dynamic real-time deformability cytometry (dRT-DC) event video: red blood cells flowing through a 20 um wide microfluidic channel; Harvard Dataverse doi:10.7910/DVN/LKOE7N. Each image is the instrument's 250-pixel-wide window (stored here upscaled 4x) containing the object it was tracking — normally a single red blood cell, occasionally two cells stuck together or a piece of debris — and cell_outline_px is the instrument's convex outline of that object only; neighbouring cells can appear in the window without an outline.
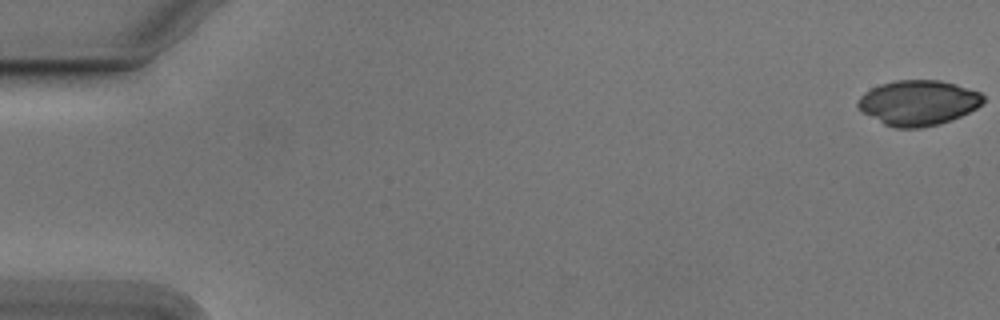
{"species": "Egyptian fruit bat (a non-hibernating species)", "species_latin": "Rousettus aegyptiacus", "temperature_condition": "cold", "stored_images_in_passage": 55, "camera_frame_rate_fps": 3000, "um_per_image_px": 0.085, "animal": {"sex": "male"}, "frame": {"image": 1, "passage_image": 1, "time_ms": 0.0, "image_size_px": [1000, 320], "cell_outline_px": [[984, 100], [976, 108], [960, 116], [940, 124], [920, 128], [896, 128], [884, 124], [864, 112], [856, 104], [860, 96], [864, 92], [880, 84], [896, 80], [940, 80], [956, 84], [980, 92], [984, 96]], "centroid_in_image_um": [78.05, 8.73], "position_along_channel_um": 7.0, "area_um2": 32.77}}
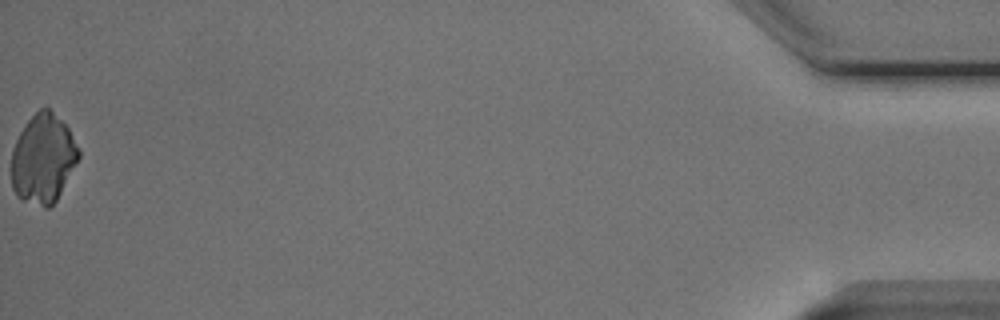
{"frame": {"image": 2, "passage_image": 55, "time_ms": 18.0, "image_size_px": [1000, 320], "cell_outline_px": [[80, 156], [56, 200], [48, 208], [44, 208], [20, 200], [16, 196], [12, 188], [12, 148], [20, 132], [28, 120], [40, 108], [48, 108], [68, 128], [80, 148]], "centroid_in_image_um": [3.65, 13.52], "position_along_channel_um": 431.5, "area_um2": 34.8}}